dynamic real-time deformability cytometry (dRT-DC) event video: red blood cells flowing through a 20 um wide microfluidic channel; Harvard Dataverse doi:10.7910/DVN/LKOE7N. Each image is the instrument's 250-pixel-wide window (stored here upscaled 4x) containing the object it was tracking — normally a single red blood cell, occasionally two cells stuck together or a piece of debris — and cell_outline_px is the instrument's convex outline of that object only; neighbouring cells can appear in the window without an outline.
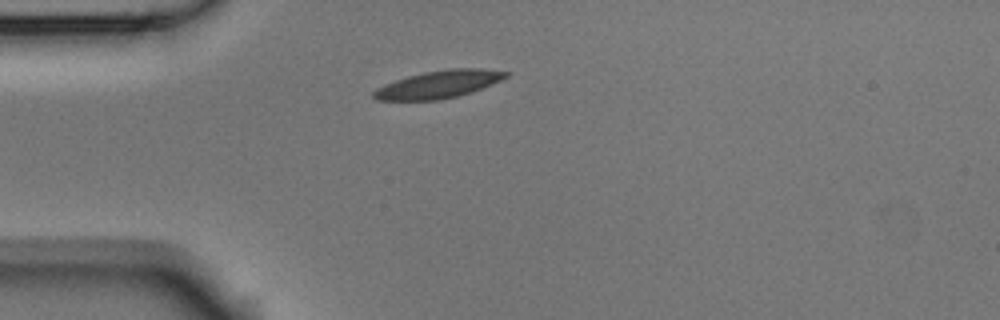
{"species": "Egyptian fruit bat (a non-hibernating species)", "species_latin": "Rousettus aegyptiacus", "temperature_condition": "room temperature", "stored_images_in_passage": 1, "camera_frame_rate_fps": 3000, "um_per_image_px": 0.085, "animal": {"sex": "male"}, "frame": {"image": 1, "passage_image": 1, "time_ms": 0.0, "image_size_px": [1000, 320], "cell_outline_px": [[512, 72], [508, 76], [492, 84], [472, 92], [440, 100], [376, 100], [372, 96], [372, 92], [376, 88], [384, 84], [408, 76], [424, 72], [448, 68], [480, 68]], "centroid_in_image_um": [37.29, 7.16], "position_along_channel_um": 47.7, "area_um2": 21.33}}